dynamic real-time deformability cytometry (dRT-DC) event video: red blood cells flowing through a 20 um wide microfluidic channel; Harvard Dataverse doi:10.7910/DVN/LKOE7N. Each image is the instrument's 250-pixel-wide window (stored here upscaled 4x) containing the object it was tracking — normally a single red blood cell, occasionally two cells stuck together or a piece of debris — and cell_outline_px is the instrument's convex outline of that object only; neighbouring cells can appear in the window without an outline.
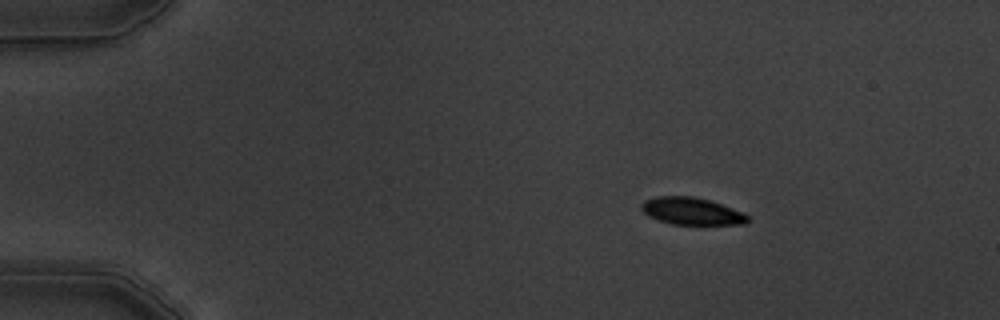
{"species": "common noctule bat (a hibernating species)", "species_latin": "Nyctalus noctula", "temperature_condition": "warm", "stored_images_in_passage": 7, "camera_frame_rate_fps": 3000, "um_per_image_px": 0.085, "animal": {"sex": "male", "body_mass_g": 19.5, "forearm_length_mm": 54.6}, "frame": {"image": 1, "passage_image": 1, "time_ms": 0.0, "image_size_px": [1000, 320], "cell_outline_px": [[748, 220], [744, 224], [672, 224], [656, 220], [648, 216], [640, 208], [640, 204], [644, 200], [660, 196], [692, 196], [708, 200], [744, 212], [748, 216]], "centroid_in_image_um": [58.75, 17.95], "position_along_channel_um": 26.3, "area_um2": 16.76}}
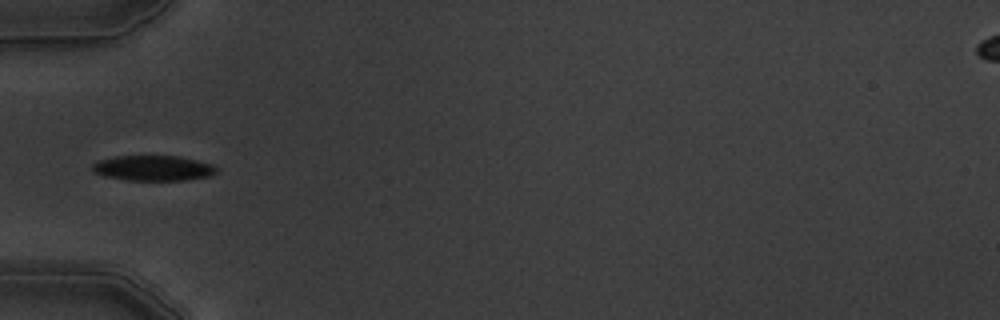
{"frame": {"image": 2, "passage_image": 4, "time_ms": 3.333, "image_size_px": [1000, 320], "cell_outline_px": [[220, 172], [208, 176], [188, 180], [128, 180], [104, 176], [92, 172], [92, 164], [100, 160], [116, 156], [176, 156], [196, 160], [212, 164], [220, 168]], "centroid_in_image_um": [13.06, 14.29], "position_along_channel_um": 71.9, "area_um2": 18.38}}